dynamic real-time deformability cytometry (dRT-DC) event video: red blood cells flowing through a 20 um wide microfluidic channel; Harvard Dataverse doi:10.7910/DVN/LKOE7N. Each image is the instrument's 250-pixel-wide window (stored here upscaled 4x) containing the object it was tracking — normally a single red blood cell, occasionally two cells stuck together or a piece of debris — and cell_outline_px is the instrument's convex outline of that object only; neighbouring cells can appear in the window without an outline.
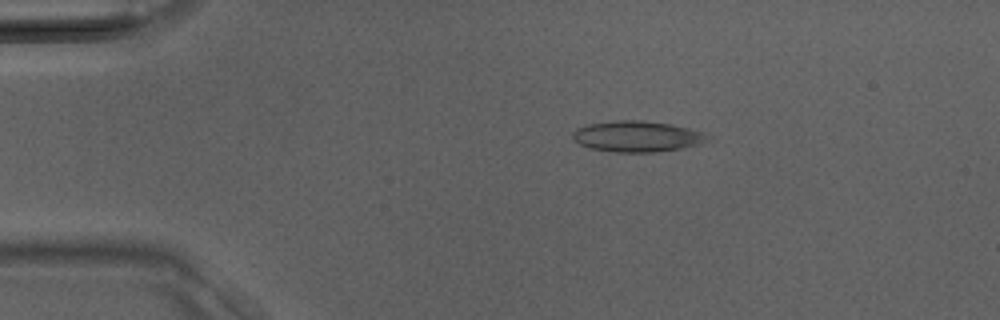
{"species": "Egyptian fruit bat (a non-hibernating species)", "species_latin": "Rousettus aegyptiacus", "temperature_condition": "room temperature", "stored_images_in_passage": 39, "camera_frame_rate_fps": 3000, "um_per_image_px": 0.085, "animal": {"sex": "male"}, "frame": {"image": 1, "passage_image": 8, "time_ms": 2.333, "image_size_px": [1000, 320], "cell_outline_px": [[712, 136], [708, 140], [700, 144], [680, 148], [656, 152], [612, 152], [592, 148], [580, 144], [572, 140], [572, 132], [576, 128], [584, 124], [616, 120], [644, 120], [672, 124], [708, 132]], "centroid_in_image_um": [54.18, 11.58], "position_along_channel_um": 30.8, "area_um2": 24.8}}
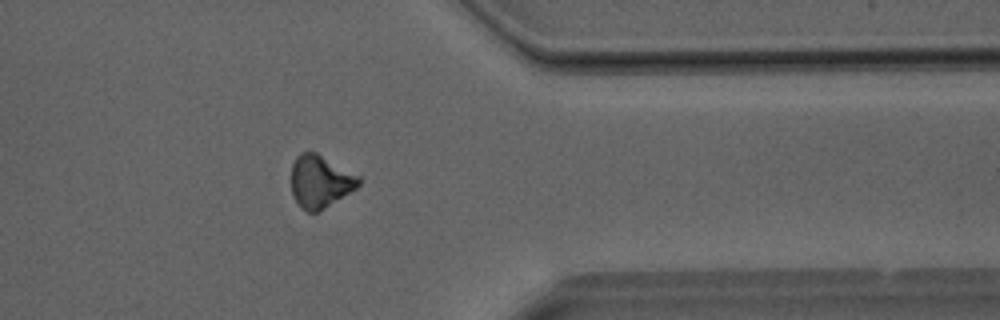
{"frame": {"image": 2, "passage_image": 32, "time_ms": 10.333, "image_size_px": [1000, 320], "cell_outline_px": [[360, 184], [356, 188], [324, 208], [316, 212], [308, 212], [300, 208], [292, 196], [292, 164], [296, 156], [300, 152], [316, 152], [360, 176]], "centroid_in_image_um": [27.19, 15.42], "position_along_channel_um": 384.2, "area_um2": 20.58}}
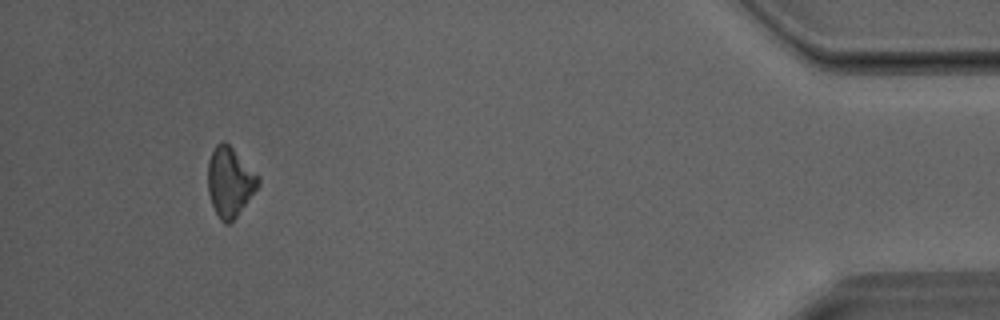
{"frame": {"image": 3, "passage_image": 37, "time_ms": 12.0, "image_size_px": [1000, 320], "cell_outline_px": [[260, 184], [236, 216], [228, 224], [224, 224], [220, 220], [212, 204], [208, 192], [208, 160], [216, 144], [220, 140], [224, 140], [260, 176]], "centroid_in_image_um": [19.53, 15.44], "position_along_channel_um": 415.7, "area_um2": 20.23}}